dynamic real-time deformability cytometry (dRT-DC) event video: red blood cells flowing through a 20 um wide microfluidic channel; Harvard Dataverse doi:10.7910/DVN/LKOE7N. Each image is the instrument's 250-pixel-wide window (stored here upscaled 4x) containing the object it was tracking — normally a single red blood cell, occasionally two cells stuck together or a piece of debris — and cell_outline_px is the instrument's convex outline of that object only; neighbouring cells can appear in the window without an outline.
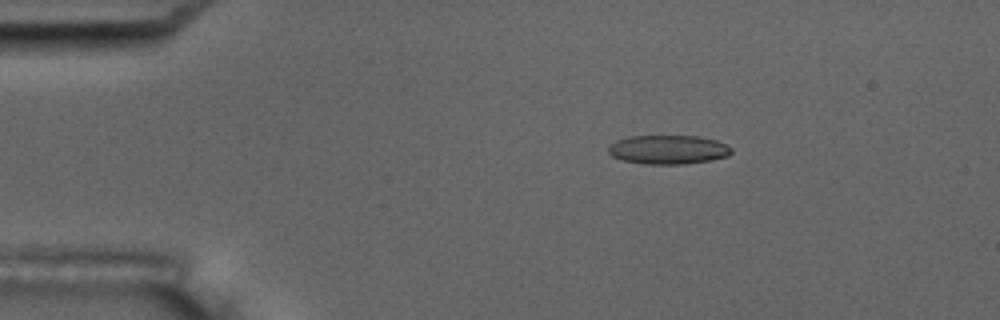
{"species": "common noctule bat (a hibernating species)", "species_latin": "Nyctalus noctula", "temperature_condition": "room temperature", "stored_images_in_passage": 2, "camera_frame_rate_fps": 3000, "um_per_image_px": 0.085, "animal": {"sex": "male", "body_mass_g": 17.5, "forearm_length_mm": 52.3}, "frame": {"image": 1, "passage_image": 1, "time_ms": 0.0, "image_size_px": [1000, 320], "cell_outline_px": [[732, 152], [728, 156], [712, 160], [684, 164], [644, 164], [624, 160], [612, 156], [608, 152], [608, 144], [616, 140], [628, 136], [696, 136], [716, 140], [732, 148]], "centroid_in_image_um": [56.77, 12.71], "position_along_channel_um": 28.2, "area_um2": 20.87}}